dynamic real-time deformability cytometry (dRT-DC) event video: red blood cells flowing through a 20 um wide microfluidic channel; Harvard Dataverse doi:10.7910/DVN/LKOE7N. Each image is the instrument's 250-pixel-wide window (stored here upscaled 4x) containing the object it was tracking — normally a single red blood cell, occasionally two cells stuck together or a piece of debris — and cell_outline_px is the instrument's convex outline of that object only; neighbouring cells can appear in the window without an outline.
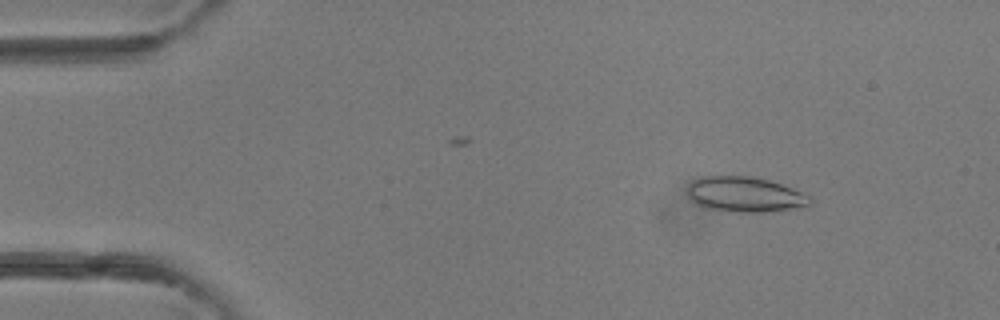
{"species": "common noctule bat (a hibernating species)", "species_latin": "Nyctalus noctula", "temperature_condition": "room temperature", "stored_images_in_passage": 2, "camera_frame_rate_fps": 3000, "um_per_image_px": 0.085, "animal": {"sex": "female"}, "frame": {"image": 1, "passage_image": 1, "time_ms": 0.0, "image_size_px": [1000, 320], "cell_outline_px": [[812, 204], [792, 208], [764, 212], [732, 212], [704, 208], [696, 204], [688, 196], [688, 184], [692, 180], [704, 176], [752, 176], [768, 180], [792, 188], [808, 196], [812, 200]], "centroid_in_image_um": [63.26, 16.53], "position_along_channel_um": 21.7, "area_um2": 25.09}}